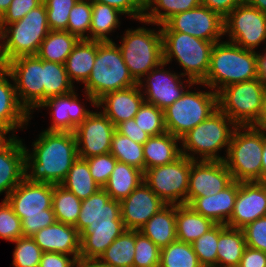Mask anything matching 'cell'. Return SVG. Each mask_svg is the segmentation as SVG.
<instances>
[{
	"mask_svg": "<svg viewBox=\"0 0 266 267\" xmlns=\"http://www.w3.org/2000/svg\"><path fill=\"white\" fill-rule=\"evenodd\" d=\"M32 145V152L25 149V178L30 182L60 185L78 158L74 132L44 130Z\"/></svg>",
	"mask_w": 266,
	"mask_h": 267,
	"instance_id": "obj_1",
	"label": "cell"
},
{
	"mask_svg": "<svg viewBox=\"0 0 266 267\" xmlns=\"http://www.w3.org/2000/svg\"><path fill=\"white\" fill-rule=\"evenodd\" d=\"M259 78L256 51L243 49L231 42H217L211 51L206 78L198 83L218 93L234 83Z\"/></svg>",
	"mask_w": 266,
	"mask_h": 267,
	"instance_id": "obj_2",
	"label": "cell"
},
{
	"mask_svg": "<svg viewBox=\"0 0 266 267\" xmlns=\"http://www.w3.org/2000/svg\"><path fill=\"white\" fill-rule=\"evenodd\" d=\"M53 184L24 178L8 195L7 202L21 219L23 236H33L56 222L52 209Z\"/></svg>",
	"mask_w": 266,
	"mask_h": 267,
	"instance_id": "obj_3",
	"label": "cell"
},
{
	"mask_svg": "<svg viewBox=\"0 0 266 267\" xmlns=\"http://www.w3.org/2000/svg\"><path fill=\"white\" fill-rule=\"evenodd\" d=\"M138 83L131 76L118 45L114 41H97V55L85 83V93L92 106L104 94L126 89Z\"/></svg>",
	"mask_w": 266,
	"mask_h": 267,
	"instance_id": "obj_4",
	"label": "cell"
},
{
	"mask_svg": "<svg viewBox=\"0 0 266 267\" xmlns=\"http://www.w3.org/2000/svg\"><path fill=\"white\" fill-rule=\"evenodd\" d=\"M49 31L46 5L42 2L21 20L6 25L0 31L2 63L5 65L20 56L36 55Z\"/></svg>",
	"mask_w": 266,
	"mask_h": 267,
	"instance_id": "obj_5",
	"label": "cell"
},
{
	"mask_svg": "<svg viewBox=\"0 0 266 267\" xmlns=\"http://www.w3.org/2000/svg\"><path fill=\"white\" fill-rule=\"evenodd\" d=\"M263 147L264 127L249 125L235 128L224 159L234 181L262 182Z\"/></svg>",
	"mask_w": 266,
	"mask_h": 267,
	"instance_id": "obj_6",
	"label": "cell"
},
{
	"mask_svg": "<svg viewBox=\"0 0 266 267\" xmlns=\"http://www.w3.org/2000/svg\"><path fill=\"white\" fill-rule=\"evenodd\" d=\"M236 127L237 125L226 114L217 109L180 138L183 147L181 153L191 160H198L199 157L194 156L198 153L200 160L224 161L225 157H221L217 152L226 147L227 154Z\"/></svg>",
	"mask_w": 266,
	"mask_h": 267,
	"instance_id": "obj_7",
	"label": "cell"
},
{
	"mask_svg": "<svg viewBox=\"0 0 266 267\" xmlns=\"http://www.w3.org/2000/svg\"><path fill=\"white\" fill-rule=\"evenodd\" d=\"M163 60L166 64L176 58L194 83H201L210 67L211 51L215 43L177 31H161Z\"/></svg>",
	"mask_w": 266,
	"mask_h": 267,
	"instance_id": "obj_8",
	"label": "cell"
},
{
	"mask_svg": "<svg viewBox=\"0 0 266 267\" xmlns=\"http://www.w3.org/2000/svg\"><path fill=\"white\" fill-rule=\"evenodd\" d=\"M264 91L259 78L231 84L217 93L218 109L237 126L262 127Z\"/></svg>",
	"mask_w": 266,
	"mask_h": 267,
	"instance_id": "obj_9",
	"label": "cell"
},
{
	"mask_svg": "<svg viewBox=\"0 0 266 267\" xmlns=\"http://www.w3.org/2000/svg\"><path fill=\"white\" fill-rule=\"evenodd\" d=\"M122 40L121 46L118 47L131 76L137 83L164 62L160 25L158 32L144 27L127 29Z\"/></svg>",
	"mask_w": 266,
	"mask_h": 267,
	"instance_id": "obj_10",
	"label": "cell"
},
{
	"mask_svg": "<svg viewBox=\"0 0 266 267\" xmlns=\"http://www.w3.org/2000/svg\"><path fill=\"white\" fill-rule=\"evenodd\" d=\"M218 109L215 91H185L172 105L164 109L168 133L179 139Z\"/></svg>",
	"mask_w": 266,
	"mask_h": 267,
	"instance_id": "obj_11",
	"label": "cell"
},
{
	"mask_svg": "<svg viewBox=\"0 0 266 267\" xmlns=\"http://www.w3.org/2000/svg\"><path fill=\"white\" fill-rule=\"evenodd\" d=\"M191 159L181 155L175 161L144 171L143 181L166 205L187 204Z\"/></svg>",
	"mask_w": 266,
	"mask_h": 267,
	"instance_id": "obj_12",
	"label": "cell"
},
{
	"mask_svg": "<svg viewBox=\"0 0 266 267\" xmlns=\"http://www.w3.org/2000/svg\"><path fill=\"white\" fill-rule=\"evenodd\" d=\"M4 66L14 81L19 102L31 115V110L43 103V60L37 55L20 56Z\"/></svg>",
	"mask_w": 266,
	"mask_h": 267,
	"instance_id": "obj_13",
	"label": "cell"
},
{
	"mask_svg": "<svg viewBox=\"0 0 266 267\" xmlns=\"http://www.w3.org/2000/svg\"><path fill=\"white\" fill-rule=\"evenodd\" d=\"M231 43L255 51L266 40V13L246 3L237 6L224 18V34Z\"/></svg>",
	"mask_w": 266,
	"mask_h": 267,
	"instance_id": "obj_14",
	"label": "cell"
},
{
	"mask_svg": "<svg viewBox=\"0 0 266 267\" xmlns=\"http://www.w3.org/2000/svg\"><path fill=\"white\" fill-rule=\"evenodd\" d=\"M160 26L161 31L182 32L213 43L225 35L224 18L202 5L177 13Z\"/></svg>",
	"mask_w": 266,
	"mask_h": 267,
	"instance_id": "obj_15",
	"label": "cell"
},
{
	"mask_svg": "<svg viewBox=\"0 0 266 267\" xmlns=\"http://www.w3.org/2000/svg\"><path fill=\"white\" fill-rule=\"evenodd\" d=\"M115 131L116 127L103 112L92 111L74 131L78 157L87 159L110 153Z\"/></svg>",
	"mask_w": 266,
	"mask_h": 267,
	"instance_id": "obj_16",
	"label": "cell"
},
{
	"mask_svg": "<svg viewBox=\"0 0 266 267\" xmlns=\"http://www.w3.org/2000/svg\"><path fill=\"white\" fill-rule=\"evenodd\" d=\"M165 65L167 64L162 62L159 66L155 67L146 74V79L144 77L146 84L143 82V79L138 83L140 89L145 90L143 92V94H145L143 95L145 102L153 104L162 110L172 105L184 94V88L186 86L183 82H187V84L189 83V87L196 84L198 85V83H194L191 79H185V81H182L181 77L183 78L184 75H178L175 72L173 73L168 70H164L163 67Z\"/></svg>",
	"mask_w": 266,
	"mask_h": 267,
	"instance_id": "obj_17",
	"label": "cell"
},
{
	"mask_svg": "<svg viewBox=\"0 0 266 267\" xmlns=\"http://www.w3.org/2000/svg\"><path fill=\"white\" fill-rule=\"evenodd\" d=\"M124 226L121 218L120 201L111 199L103 189L82 200L80 214L74 226L80 239L92 230V227Z\"/></svg>",
	"mask_w": 266,
	"mask_h": 267,
	"instance_id": "obj_18",
	"label": "cell"
},
{
	"mask_svg": "<svg viewBox=\"0 0 266 267\" xmlns=\"http://www.w3.org/2000/svg\"><path fill=\"white\" fill-rule=\"evenodd\" d=\"M233 181L224 161L191 160L187 204L193 198L217 194Z\"/></svg>",
	"mask_w": 266,
	"mask_h": 267,
	"instance_id": "obj_19",
	"label": "cell"
},
{
	"mask_svg": "<svg viewBox=\"0 0 266 267\" xmlns=\"http://www.w3.org/2000/svg\"><path fill=\"white\" fill-rule=\"evenodd\" d=\"M263 216H266V184L238 181L234 210L226 226L242 229Z\"/></svg>",
	"mask_w": 266,
	"mask_h": 267,
	"instance_id": "obj_20",
	"label": "cell"
},
{
	"mask_svg": "<svg viewBox=\"0 0 266 267\" xmlns=\"http://www.w3.org/2000/svg\"><path fill=\"white\" fill-rule=\"evenodd\" d=\"M166 204L143 181L120 201L121 218L127 230H140Z\"/></svg>",
	"mask_w": 266,
	"mask_h": 267,
	"instance_id": "obj_21",
	"label": "cell"
},
{
	"mask_svg": "<svg viewBox=\"0 0 266 267\" xmlns=\"http://www.w3.org/2000/svg\"><path fill=\"white\" fill-rule=\"evenodd\" d=\"M49 107L52 109V124L49 132H74L92 112L81 105L75 90L72 92L46 99L39 108Z\"/></svg>",
	"mask_w": 266,
	"mask_h": 267,
	"instance_id": "obj_22",
	"label": "cell"
},
{
	"mask_svg": "<svg viewBox=\"0 0 266 267\" xmlns=\"http://www.w3.org/2000/svg\"><path fill=\"white\" fill-rule=\"evenodd\" d=\"M16 136L8 138L0 145V194L6 196L25 178L26 147Z\"/></svg>",
	"mask_w": 266,
	"mask_h": 267,
	"instance_id": "obj_23",
	"label": "cell"
},
{
	"mask_svg": "<svg viewBox=\"0 0 266 267\" xmlns=\"http://www.w3.org/2000/svg\"><path fill=\"white\" fill-rule=\"evenodd\" d=\"M139 85L104 94L96 101V107L103 108V113L116 127L123 121L132 119L145 102Z\"/></svg>",
	"mask_w": 266,
	"mask_h": 267,
	"instance_id": "obj_24",
	"label": "cell"
},
{
	"mask_svg": "<svg viewBox=\"0 0 266 267\" xmlns=\"http://www.w3.org/2000/svg\"><path fill=\"white\" fill-rule=\"evenodd\" d=\"M10 72L3 66L0 69V129L15 136V130L29 123L30 114L18 100L14 84L8 78ZM25 124V125H24Z\"/></svg>",
	"mask_w": 266,
	"mask_h": 267,
	"instance_id": "obj_25",
	"label": "cell"
},
{
	"mask_svg": "<svg viewBox=\"0 0 266 267\" xmlns=\"http://www.w3.org/2000/svg\"><path fill=\"white\" fill-rule=\"evenodd\" d=\"M31 237L43 252L80 255V234L73 225L56 221Z\"/></svg>",
	"mask_w": 266,
	"mask_h": 267,
	"instance_id": "obj_26",
	"label": "cell"
},
{
	"mask_svg": "<svg viewBox=\"0 0 266 267\" xmlns=\"http://www.w3.org/2000/svg\"><path fill=\"white\" fill-rule=\"evenodd\" d=\"M237 193L238 181H233L219 193L193 198L187 205L214 223L226 225L233 213Z\"/></svg>",
	"mask_w": 266,
	"mask_h": 267,
	"instance_id": "obj_27",
	"label": "cell"
},
{
	"mask_svg": "<svg viewBox=\"0 0 266 267\" xmlns=\"http://www.w3.org/2000/svg\"><path fill=\"white\" fill-rule=\"evenodd\" d=\"M139 231L160 249L176 241V205L162 207Z\"/></svg>",
	"mask_w": 266,
	"mask_h": 267,
	"instance_id": "obj_28",
	"label": "cell"
},
{
	"mask_svg": "<svg viewBox=\"0 0 266 267\" xmlns=\"http://www.w3.org/2000/svg\"><path fill=\"white\" fill-rule=\"evenodd\" d=\"M246 247L242 229L218 224L217 267H238Z\"/></svg>",
	"mask_w": 266,
	"mask_h": 267,
	"instance_id": "obj_29",
	"label": "cell"
},
{
	"mask_svg": "<svg viewBox=\"0 0 266 267\" xmlns=\"http://www.w3.org/2000/svg\"><path fill=\"white\" fill-rule=\"evenodd\" d=\"M178 142L180 139L168 132L150 136L143 144L145 170L169 164L178 159L182 155L181 148H178Z\"/></svg>",
	"mask_w": 266,
	"mask_h": 267,
	"instance_id": "obj_30",
	"label": "cell"
},
{
	"mask_svg": "<svg viewBox=\"0 0 266 267\" xmlns=\"http://www.w3.org/2000/svg\"><path fill=\"white\" fill-rule=\"evenodd\" d=\"M97 55V41L80 39L65 62L66 72L71 83L85 84L90 77Z\"/></svg>",
	"mask_w": 266,
	"mask_h": 267,
	"instance_id": "obj_31",
	"label": "cell"
},
{
	"mask_svg": "<svg viewBox=\"0 0 266 267\" xmlns=\"http://www.w3.org/2000/svg\"><path fill=\"white\" fill-rule=\"evenodd\" d=\"M215 225L216 223L194 211L187 204L176 205L177 240L192 243Z\"/></svg>",
	"mask_w": 266,
	"mask_h": 267,
	"instance_id": "obj_32",
	"label": "cell"
},
{
	"mask_svg": "<svg viewBox=\"0 0 266 267\" xmlns=\"http://www.w3.org/2000/svg\"><path fill=\"white\" fill-rule=\"evenodd\" d=\"M143 178L144 172L140 169L117 161L103 189L111 199L122 201L143 182Z\"/></svg>",
	"mask_w": 266,
	"mask_h": 267,
	"instance_id": "obj_33",
	"label": "cell"
},
{
	"mask_svg": "<svg viewBox=\"0 0 266 267\" xmlns=\"http://www.w3.org/2000/svg\"><path fill=\"white\" fill-rule=\"evenodd\" d=\"M125 230V226L92 227V230L80 239V260L99 259Z\"/></svg>",
	"mask_w": 266,
	"mask_h": 267,
	"instance_id": "obj_34",
	"label": "cell"
},
{
	"mask_svg": "<svg viewBox=\"0 0 266 267\" xmlns=\"http://www.w3.org/2000/svg\"><path fill=\"white\" fill-rule=\"evenodd\" d=\"M80 39L65 30H50L40 44L38 53L40 59L65 64L67 57Z\"/></svg>",
	"mask_w": 266,
	"mask_h": 267,
	"instance_id": "obj_35",
	"label": "cell"
},
{
	"mask_svg": "<svg viewBox=\"0 0 266 267\" xmlns=\"http://www.w3.org/2000/svg\"><path fill=\"white\" fill-rule=\"evenodd\" d=\"M200 5V0H145L144 16L139 22L159 26L173 15L194 9ZM162 10L164 12H161Z\"/></svg>",
	"mask_w": 266,
	"mask_h": 267,
	"instance_id": "obj_36",
	"label": "cell"
},
{
	"mask_svg": "<svg viewBox=\"0 0 266 267\" xmlns=\"http://www.w3.org/2000/svg\"><path fill=\"white\" fill-rule=\"evenodd\" d=\"M60 185L75 194L81 201L101 189L90 174L88 162L79 157L73 163L66 178Z\"/></svg>",
	"mask_w": 266,
	"mask_h": 267,
	"instance_id": "obj_37",
	"label": "cell"
},
{
	"mask_svg": "<svg viewBox=\"0 0 266 267\" xmlns=\"http://www.w3.org/2000/svg\"><path fill=\"white\" fill-rule=\"evenodd\" d=\"M118 9L107 4L92 2V18L90 35L87 40L94 41H112L108 37L117 27H119V15H122Z\"/></svg>",
	"mask_w": 266,
	"mask_h": 267,
	"instance_id": "obj_38",
	"label": "cell"
},
{
	"mask_svg": "<svg viewBox=\"0 0 266 267\" xmlns=\"http://www.w3.org/2000/svg\"><path fill=\"white\" fill-rule=\"evenodd\" d=\"M135 230H125L105 250L98 260L111 267H133Z\"/></svg>",
	"mask_w": 266,
	"mask_h": 267,
	"instance_id": "obj_39",
	"label": "cell"
},
{
	"mask_svg": "<svg viewBox=\"0 0 266 267\" xmlns=\"http://www.w3.org/2000/svg\"><path fill=\"white\" fill-rule=\"evenodd\" d=\"M43 102L51 97L65 95L74 90L65 64L43 60Z\"/></svg>",
	"mask_w": 266,
	"mask_h": 267,
	"instance_id": "obj_40",
	"label": "cell"
},
{
	"mask_svg": "<svg viewBox=\"0 0 266 267\" xmlns=\"http://www.w3.org/2000/svg\"><path fill=\"white\" fill-rule=\"evenodd\" d=\"M82 201L61 185L53 184L52 209L56 221L75 226Z\"/></svg>",
	"mask_w": 266,
	"mask_h": 267,
	"instance_id": "obj_41",
	"label": "cell"
},
{
	"mask_svg": "<svg viewBox=\"0 0 266 267\" xmlns=\"http://www.w3.org/2000/svg\"><path fill=\"white\" fill-rule=\"evenodd\" d=\"M159 267H203L191 243L176 240L161 248Z\"/></svg>",
	"mask_w": 266,
	"mask_h": 267,
	"instance_id": "obj_42",
	"label": "cell"
},
{
	"mask_svg": "<svg viewBox=\"0 0 266 267\" xmlns=\"http://www.w3.org/2000/svg\"><path fill=\"white\" fill-rule=\"evenodd\" d=\"M110 153L118 162L126 163L143 172L145 171L143 144L136 143L115 131L112 136Z\"/></svg>",
	"mask_w": 266,
	"mask_h": 267,
	"instance_id": "obj_43",
	"label": "cell"
},
{
	"mask_svg": "<svg viewBox=\"0 0 266 267\" xmlns=\"http://www.w3.org/2000/svg\"><path fill=\"white\" fill-rule=\"evenodd\" d=\"M92 18V1L91 0H78L72 7L67 29L65 31L76 35L79 39H86L85 33H90Z\"/></svg>",
	"mask_w": 266,
	"mask_h": 267,
	"instance_id": "obj_44",
	"label": "cell"
},
{
	"mask_svg": "<svg viewBox=\"0 0 266 267\" xmlns=\"http://www.w3.org/2000/svg\"><path fill=\"white\" fill-rule=\"evenodd\" d=\"M134 120L149 136H157L167 132L164 123V110L153 104L144 102Z\"/></svg>",
	"mask_w": 266,
	"mask_h": 267,
	"instance_id": "obj_45",
	"label": "cell"
},
{
	"mask_svg": "<svg viewBox=\"0 0 266 267\" xmlns=\"http://www.w3.org/2000/svg\"><path fill=\"white\" fill-rule=\"evenodd\" d=\"M13 242L16 244L12 262L14 267H39L43 251L32 237L22 236Z\"/></svg>",
	"mask_w": 266,
	"mask_h": 267,
	"instance_id": "obj_46",
	"label": "cell"
},
{
	"mask_svg": "<svg viewBox=\"0 0 266 267\" xmlns=\"http://www.w3.org/2000/svg\"><path fill=\"white\" fill-rule=\"evenodd\" d=\"M161 249L142 232L135 230L133 267H159Z\"/></svg>",
	"mask_w": 266,
	"mask_h": 267,
	"instance_id": "obj_47",
	"label": "cell"
},
{
	"mask_svg": "<svg viewBox=\"0 0 266 267\" xmlns=\"http://www.w3.org/2000/svg\"><path fill=\"white\" fill-rule=\"evenodd\" d=\"M191 244L203 267H217L218 224Z\"/></svg>",
	"mask_w": 266,
	"mask_h": 267,
	"instance_id": "obj_48",
	"label": "cell"
},
{
	"mask_svg": "<svg viewBox=\"0 0 266 267\" xmlns=\"http://www.w3.org/2000/svg\"><path fill=\"white\" fill-rule=\"evenodd\" d=\"M78 0H43L50 30H66L72 7Z\"/></svg>",
	"mask_w": 266,
	"mask_h": 267,
	"instance_id": "obj_49",
	"label": "cell"
},
{
	"mask_svg": "<svg viewBox=\"0 0 266 267\" xmlns=\"http://www.w3.org/2000/svg\"><path fill=\"white\" fill-rule=\"evenodd\" d=\"M22 236L21 219L4 199L0 204V238L13 242Z\"/></svg>",
	"mask_w": 266,
	"mask_h": 267,
	"instance_id": "obj_50",
	"label": "cell"
},
{
	"mask_svg": "<svg viewBox=\"0 0 266 267\" xmlns=\"http://www.w3.org/2000/svg\"><path fill=\"white\" fill-rule=\"evenodd\" d=\"M85 160L88 162L90 174L94 181L103 188L110 178L117 159L111 153H107Z\"/></svg>",
	"mask_w": 266,
	"mask_h": 267,
	"instance_id": "obj_51",
	"label": "cell"
},
{
	"mask_svg": "<svg viewBox=\"0 0 266 267\" xmlns=\"http://www.w3.org/2000/svg\"><path fill=\"white\" fill-rule=\"evenodd\" d=\"M242 230L248 247L266 252V216L248 223Z\"/></svg>",
	"mask_w": 266,
	"mask_h": 267,
	"instance_id": "obj_52",
	"label": "cell"
},
{
	"mask_svg": "<svg viewBox=\"0 0 266 267\" xmlns=\"http://www.w3.org/2000/svg\"><path fill=\"white\" fill-rule=\"evenodd\" d=\"M43 0H13L0 17V31L8 24L21 20L30 10L39 6Z\"/></svg>",
	"mask_w": 266,
	"mask_h": 267,
	"instance_id": "obj_53",
	"label": "cell"
},
{
	"mask_svg": "<svg viewBox=\"0 0 266 267\" xmlns=\"http://www.w3.org/2000/svg\"><path fill=\"white\" fill-rule=\"evenodd\" d=\"M118 9L123 15L141 21L144 16L145 0H91Z\"/></svg>",
	"mask_w": 266,
	"mask_h": 267,
	"instance_id": "obj_54",
	"label": "cell"
},
{
	"mask_svg": "<svg viewBox=\"0 0 266 267\" xmlns=\"http://www.w3.org/2000/svg\"><path fill=\"white\" fill-rule=\"evenodd\" d=\"M80 256L68 257L57 252H43L39 267H78Z\"/></svg>",
	"mask_w": 266,
	"mask_h": 267,
	"instance_id": "obj_55",
	"label": "cell"
},
{
	"mask_svg": "<svg viewBox=\"0 0 266 267\" xmlns=\"http://www.w3.org/2000/svg\"><path fill=\"white\" fill-rule=\"evenodd\" d=\"M116 131L139 144H144L150 137L136 124L134 118L118 124L116 126Z\"/></svg>",
	"mask_w": 266,
	"mask_h": 267,
	"instance_id": "obj_56",
	"label": "cell"
},
{
	"mask_svg": "<svg viewBox=\"0 0 266 267\" xmlns=\"http://www.w3.org/2000/svg\"><path fill=\"white\" fill-rule=\"evenodd\" d=\"M245 3V0H200V4L218 13L225 18L237 6Z\"/></svg>",
	"mask_w": 266,
	"mask_h": 267,
	"instance_id": "obj_57",
	"label": "cell"
},
{
	"mask_svg": "<svg viewBox=\"0 0 266 267\" xmlns=\"http://www.w3.org/2000/svg\"><path fill=\"white\" fill-rule=\"evenodd\" d=\"M238 267H266V252L247 246Z\"/></svg>",
	"mask_w": 266,
	"mask_h": 267,
	"instance_id": "obj_58",
	"label": "cell"
},
{
	"mask_svg": "<svg viewBox=\"0 0 266 267\" xmlns=\"http://www.w3.org/2000/svg\"><path fill=\"white\" fill-rule=\"evenodd\" d=\"M256 55H257V74L259 79L263 82L264 87H266V52L262 54L256 52Z\"/></svg>",
	"mask_w": 266,
	"mask_h": 267,
	"instance_id": "obj_59",
	"label": "cell"
},
{
	"mask_svg": "<svg viewBox=\"0 0 266 267\" xmlns=\"http://www.w3.org/2000/svg\"><path fill=\"white\" fill-rule=\"evenodd\" d=\"M78 267H111V266L102 263L98 259H91V260H79Z\"/></svg>",
	"mask_w": 266,
	"mask_h": 267,
	"instance_id": "obj_60",
	"label": "cell"
},
{
	"mask_svg": "<svg viewBox=\"0 0 266 267\" xmlns=\"http://www.w3.org/2000/svg\"><path fill=\"white\" fill-rule=\"evenodd\" d=\"M245 3L266 13V0H245Z\"/></svg>",
	"mask_w": 266,
	"mask_h": 267,
	"instance_id": "obj_61",
	"label": "cell"
},
{
	"mask_svg": "<svg viewBox=\"0 0 266 267\" xmlns=\"http://www.w3.org/2000/svg\"><path fill=\"white\" fill-rule=\"evenodd\" d=\"M266 180V128L264 127V147L262 153V182Z\"/></svg>",
	"mask_w": 266,
	"mask_h": 267,
	"instance_id": "obj_62",
	"label": "cell"
},
{
	"mask_svg": "<svg viewBox=\"0 0 266 267\" xmlns=\"http://www.w3.org/2000/svg\"><path fill=\"white\" fill-rule=\"evenodd\" d=\"M13 0H0V17L4 14Z\"/></svg>",
	"mask_w": 266,
	"mask_h": 267,
	"instance_id": "obj_63",
	"label": "cell"
},
{
	"mask_svg": "<svg viewBox=\"0 0 266 267\" xmlns=\"http://www.w3.org/2000/svg\"><path fill=\"white\" fill-rule=\"evenodd\" d=\"M262 127H266V87L264 91V110H263V117H262Z\"/></svg>",
	"mask_w": 266,
	"mask_h": 267,
	"instance_id": "obj_64",
	"label": "cell"
},
{
	"mask_svg": "<svg viewBox=\"0 0 266 267\" xmlns=\"http://www.w3.org/2000/svg\"><path fill=\"white\" fill-rule=\"evenodd\" d=\"M7 133L0 129V145L7 139Z\"/></svg>",
	"mask_w": 266,
	"mask_h": 267,
	"instance_id": "obj_65",
	"label": "cell"
},
{
	"mask_svg": "<svg viewBox=\"0 0 266 267\" xmlns=\"http://www.w3.org/2000/svg\"><path fill=\"white\" fill-rule=\"evenodd\" d=\"M4 66V64L2 63L1 57H0V69Z\"/></svg>",
	"mask_w": 266,
	"mask_h": 267,
	"instance_id": "obj_66",
	"label": "cell"
}]
</instances>
